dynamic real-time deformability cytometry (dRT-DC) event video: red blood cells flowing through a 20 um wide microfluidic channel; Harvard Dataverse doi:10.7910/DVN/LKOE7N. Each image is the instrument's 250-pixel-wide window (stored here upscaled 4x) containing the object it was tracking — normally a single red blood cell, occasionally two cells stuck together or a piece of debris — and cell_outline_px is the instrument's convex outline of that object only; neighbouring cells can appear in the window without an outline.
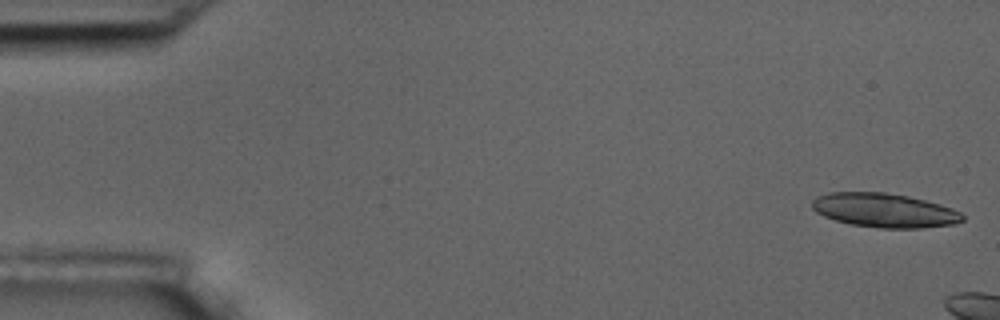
{"species": "common noctule bat (a hibernating species)", "species_latin": "Nyctalus noctula", "temperature_condition": "room temperature", "stored_images_in_passage": 11, "camera_frame_rate_fps": 3000, "um_per_image_px": 0.085, "animal": {"sex": "male", "body_mass_g": 17.5, "forearm_length_mm": 52.3}, "frame": {"image": 1, "passage_image": 1, "time_ms": 0.0, "image_size_px": [1000, 320], "cell_outline_px": [[964, 220], [956, 224], [920, 228], [880, 228], [852, 224], [836, 220], [824, 216], [816, 212], [812, 208], [812, 200], [816, 196], [828, 192], [884, 192], [908, 196], [940, 204], [952, 208], [960, 212], [964, 216]], "centroid_in_image_um": [75.17, 17.87], "position_along_channel_um": 9.8, "area_um2": 29.94}}
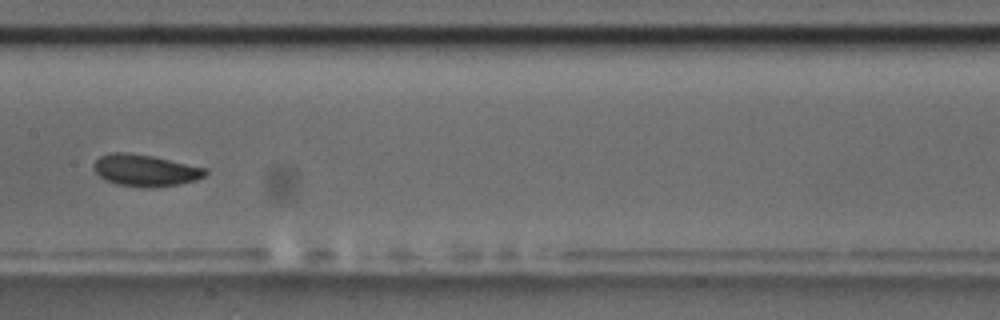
{"frame": {"image": 2, "passage_image": 10, "time_ms": 11.0, "image_size_px": [1000, 320], "cell_outline_px": [[208, 172], [204, 176], [196, 180], [180, 184], [156, 188], [144, 188], [116, 184], [104, 180], [92, 168], [92, 164], [100, 156], [112, 152], [128, 152], [152, 156], [208, 168]], "centroid_in_image_um": [12.35, 14.49], "position_along_channel_um": 195.1, "area_um2": 20.98}}
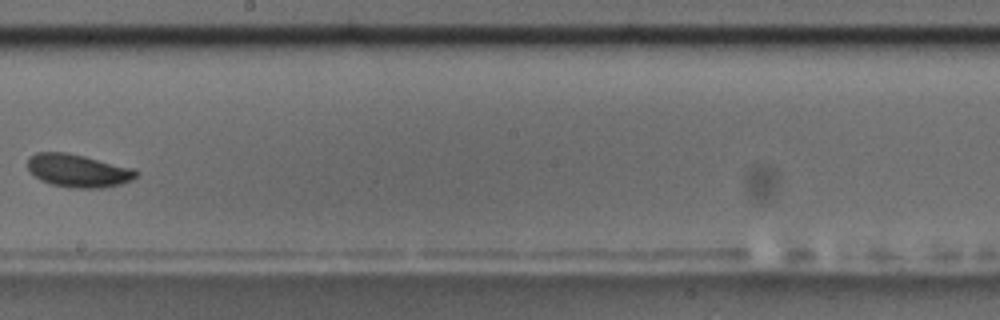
{"frame": {"image": 3, "passage_image": 11, "time_ms": 12.333, "image_size_px": [1000, 320], "cell_outline_px": [[140, 172], [132, 180], [120, 184], [104, 188], [72, 188], [52, 184], [40, 180], [28, 168], [28, 160], [36, 152], [64, 152], [84, 156], [136, 168]], "centroid_in_image_um": [6.7, 14.51], "position_along_channel_um": 241.5, "area_um2": 20.87}}